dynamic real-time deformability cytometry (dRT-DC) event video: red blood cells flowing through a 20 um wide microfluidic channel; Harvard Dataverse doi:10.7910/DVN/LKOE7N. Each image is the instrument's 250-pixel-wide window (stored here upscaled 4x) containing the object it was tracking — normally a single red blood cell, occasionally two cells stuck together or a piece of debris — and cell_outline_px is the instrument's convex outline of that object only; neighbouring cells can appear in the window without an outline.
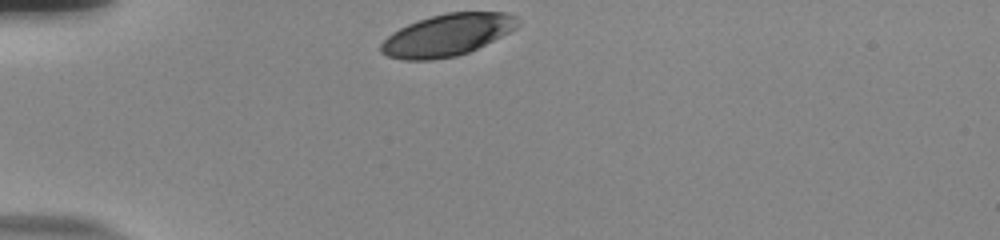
{"species": "human", "species_latin": "Homo sapiens", "temperature_condition": "room temperature", "stored_images_in_passage": 32, "camera_frame_rate_fps": 3000, "um_per_image_px": 0.085, "donor": {"sex": "male"}, "frame": {"image": 1, "passage_image": 1, "time_ms": 0.0, "image_size_px": [1000, 240], "cell_outline_px": [[520, 24], [516, 28], [468, 52], [456, 56], [432, 60], [404, 60], [388, 56], [380, 52], [380, 44], [392, 32], [408, 24], [432, 16], [448, 12], [508, 12], [516, 16]], "centroid_in_image_um": [38.0, 2.97], "position_along_channel_um": 47.0, "area_um2": 33.12}}
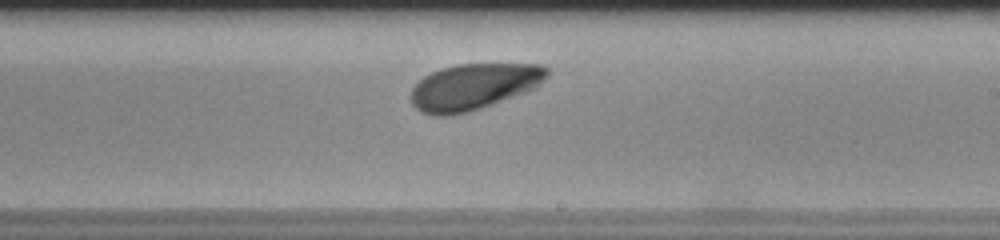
{"frame": {"image": 2, "passage_image": 20, "time_ms": 6.333, "image_size_px": [1000, 240], "cell_outline_px": [[548, 76], [536, 88], [480, 108], [468, 112], [444, 116], [436, 116], [420, 112], [412, 104], [412, 88], [424, 76], [440, 68], [456, 64], [540, 64], [548, 68]], "centroid_in_image_um": [40.27, 7.36], "position_along_channel_um": 248.7, "area_um2": 36.47}}
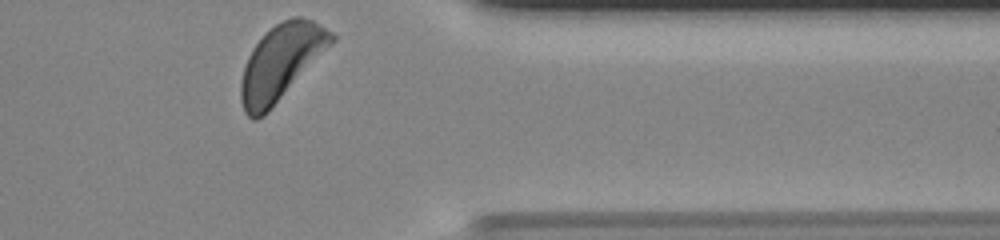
{"frame": {"image": 3, "passage_image": 32, "time_ms": 10.333, "image_size_px": [1000, 240], "cell_outline_px": [[336, 40], [268, 112], [264, 116], [256, 120], [252, 120], [244, 112], [240, 100], [240, 84], [244, 68], [248, 56], [252, 48], [264, 32], [276, 24], [292, 16], [300, 16], [312, 20], [332, 32], [336, 36]], "centroid_in_image_um": [23.87, 5.3], "position_along_channel_um": 387.5, "area_um2": 39.77}, "authors_computed_cell_mechanics": {"area_um2": 36.2117, "velocity_mm_per_s": 3.6807, "shape_relaxation_time_tau1_ms": 1.2089, "shape_relaxation_time_tau2_ms": null, "deformation_change_tau1": 0.0941, "deformation_change_tau2": null}}